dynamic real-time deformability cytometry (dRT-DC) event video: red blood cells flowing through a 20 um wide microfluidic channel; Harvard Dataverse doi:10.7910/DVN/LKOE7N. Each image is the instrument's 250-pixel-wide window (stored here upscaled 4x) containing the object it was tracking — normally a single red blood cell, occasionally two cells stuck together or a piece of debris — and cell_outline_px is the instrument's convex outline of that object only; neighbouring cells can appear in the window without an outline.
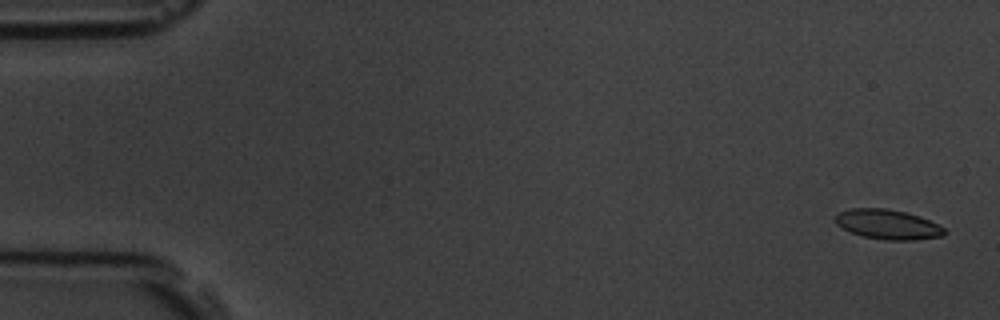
{"species": "common noctule bat (a hibernating species)", "species_latin": "Nyctalus noctula", "temperature_condition": "room temperature", "stored_images_in_passage": 6, "camera_frame_rate_fps": 3000, "um_per_image_px": 0.085, "animal": {"sex": "male", "body_mass_g": 19.5, "forearm_length_mm": 54.6}, "frame": {"image": 1, "passage_image": 1, "time_ms": 0.0, "image_size_px": [1000, 320], "cell_outline_px": [[948, 232], [944, 236], [912, 240], [884, 240], [864, 236], [852, 232], [836, 224], [836, 216], [840, 212], [852, 208], [888, 208], [904, 212], [940, 224]], "centroid_in_image_um": [75.51, 19.08], "position_along_channel_um": 9.5, "area_um2": 18.73}}
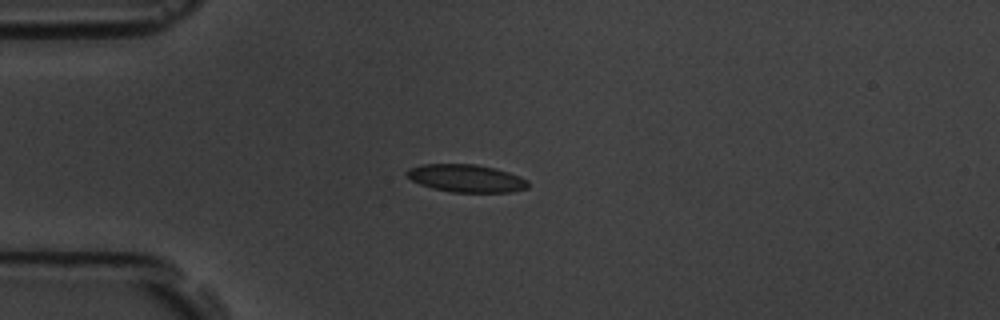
{"frame": {"image": 2, "passage_image": 4, "time_ms": 4.333, "image_size_px": [1000, 320], "cell_outline_px": [[528, 188], [512, 192], [452, 192], [432, 188], [420, 184], [412, 180], [404, 172], [408, 168], [420, 164], [476, 164], [496, 168], [520, 176], [528, 180]], "centroid_in_image_um": [39.63, 15.15], "position_along_channel_um": 45.4, "area_um2": 19.71}}
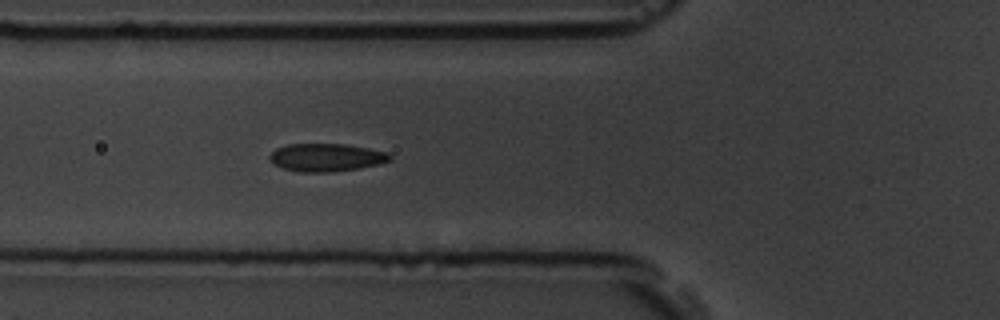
{"frame": {"image": 3, "passage_image": 6, "time_ms": 6.333, "image_size_px": [1000, 320], "cell_outline_px": [[392, 160], [380, 164], [360, 168], [328, 172], [300, 172], [284, 168], [276, 164], [268, 156], [276, 148], [288, 144], [344, 144], [368, 148], [388, 152], [392, 156]], "centroid_in_image_um": [27.79, 13.38], "position_along_channel_um": 98.0, "area_um2": 19.48}}